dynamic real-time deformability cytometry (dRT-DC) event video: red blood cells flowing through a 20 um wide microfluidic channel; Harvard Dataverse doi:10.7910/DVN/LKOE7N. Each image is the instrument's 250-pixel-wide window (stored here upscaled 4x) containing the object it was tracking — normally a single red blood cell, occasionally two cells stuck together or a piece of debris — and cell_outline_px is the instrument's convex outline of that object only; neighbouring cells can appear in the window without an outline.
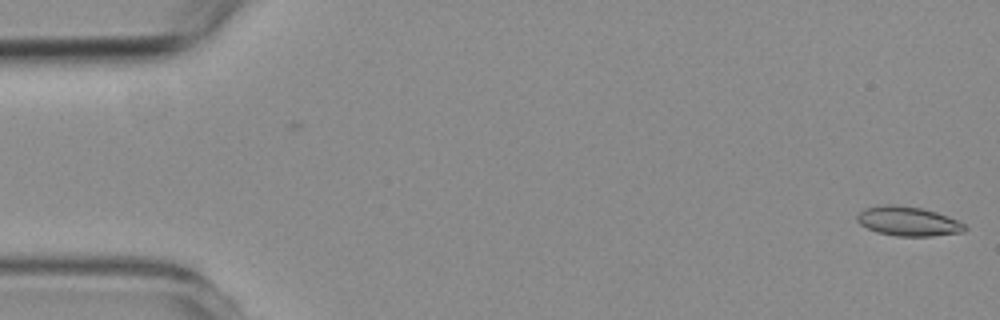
{"species": "common noctule bat (a hibernating species)", "species_latin": "Nyctalus noctula", "temperature_condition": "room temperature", "stored_images_in_passage": 54, "camera_frame_rate_fps": 3000, "um_per_image_px": 0.085, "animal": {"sex": "female", "body_mass_g": 19.3, "forearm_length_mm": 54.1}, "frame": {"image": 1, "passage_image": 1, "time_ms": 0.0, "image_size_px": [1000, 320], "cell_outline_px": [[968, 228], [964, 232], [932, 236], [896, 236], [876, 232], [860, 224], [856, 220], [856, 216], [864, 208], [884, 204], [896, 204], [920, 208], [936, 212], [948, 216], [964, 224]], "centroid_in_image_um": [77.18, 18.81], "position_along_channel_um": 7.8, "area_um2": 18.5}}
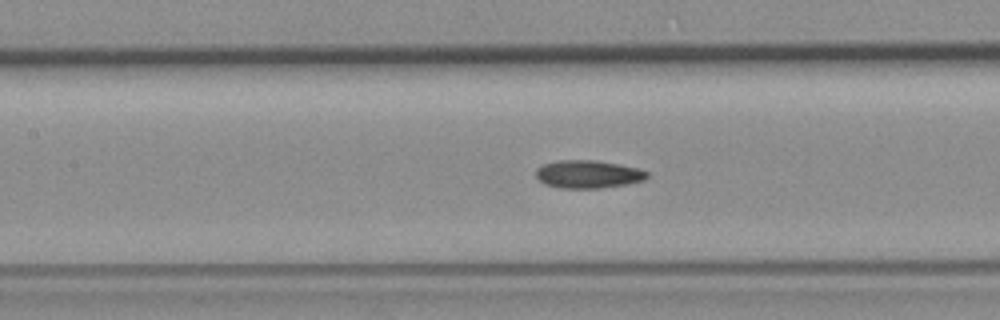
{"frame": {"image": 2, "passage_image": 24, "time_ms": 7.667, "image_size_px": [1000, 320], "cell_outline_px": [[648, 176], [644, 180], [624, 184], [600, 188], [560, 188], [544, 184], [536, 176], [536, 168], [544, 164], [556, 160], [596, 160], [640, 168], [648, 172]], "centroid_in_image_um": [49.97, 14.8], "position_along_channel_um": 157.4, "area_um2": 18.09}}
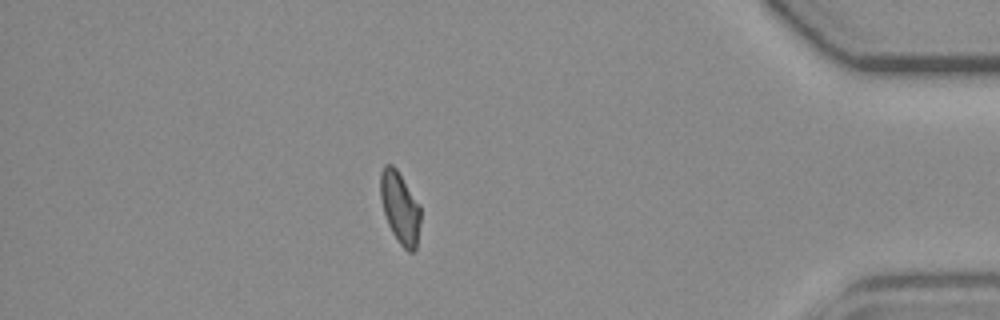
{"frame": {"image": 3, "passage_image": 47, "time_ms": 15.333, "image_size_px": [1000, 320], "cell_outline_px": [[420, 220], [416, 248], [412, 252], [408, 252], [400, 244], [392, 232], [388, 224], [384, 212], [380, 196], [380, 172], [384, 164], [392, 164], [396, 168], [420, 204]], "centroid_in_image_um": [33.99, 17.62], "position_along_channel_um": 401.2, "area_um2": 16.76}, "authors_computed_cell_mechanics": {"area_um2": 17.7735, "velocity_mm_per_s": 3.7723, "shape_relaxation_time_tau1_ms": null, "shape_relaxation_time_tau2_ms": 3.4776, "deformation_change_tau1": null, "deformation_change_tau2": 0.0822}}